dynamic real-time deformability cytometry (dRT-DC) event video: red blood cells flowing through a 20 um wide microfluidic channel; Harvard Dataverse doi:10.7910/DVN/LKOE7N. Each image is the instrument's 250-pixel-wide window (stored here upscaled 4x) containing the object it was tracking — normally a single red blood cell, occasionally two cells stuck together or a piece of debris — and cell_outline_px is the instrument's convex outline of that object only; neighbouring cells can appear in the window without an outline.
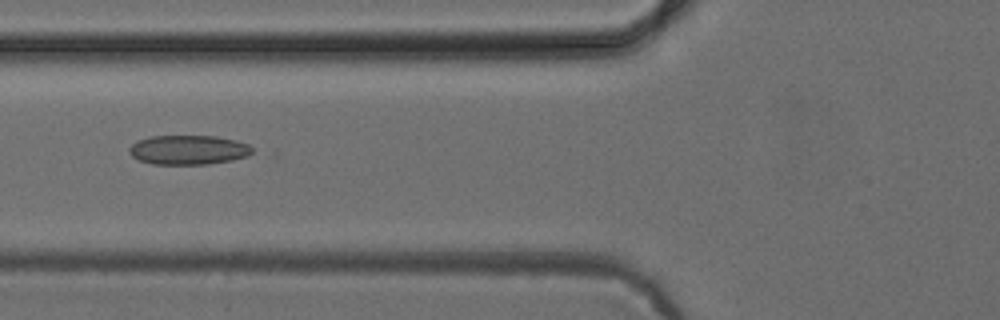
{"species": "common noctule bat (a hibernating species)", "species_latin": "Nyctalus noctula", "temperature_condition": "cold", "stored_images_in_passage": 6, "camera_frame_rate_fps": 3000, "um_per_image_px": 0.085, "animal": {"sex": "female", "body_mass_g": 24.6, "forearm_length_mm": 56.2}, "frame": {"image": 1, "passage_image": 6, "time_ms": 6.333, "image_size_px": [1000, 320], "cell_outline_px": [[252, 152], [248, 156], [232, 160], [208, 164], [152, 164], [140, 160], [132, 156], [128, 152], [128, 148], [136, 140], [152, 136], [216, 136], [236, 140], [248, 144], [252, 148]], "centroid_in_image_um": [16.0, 12.73], "position_along_channel_um": 109.8, "area_um2": 21.15}}